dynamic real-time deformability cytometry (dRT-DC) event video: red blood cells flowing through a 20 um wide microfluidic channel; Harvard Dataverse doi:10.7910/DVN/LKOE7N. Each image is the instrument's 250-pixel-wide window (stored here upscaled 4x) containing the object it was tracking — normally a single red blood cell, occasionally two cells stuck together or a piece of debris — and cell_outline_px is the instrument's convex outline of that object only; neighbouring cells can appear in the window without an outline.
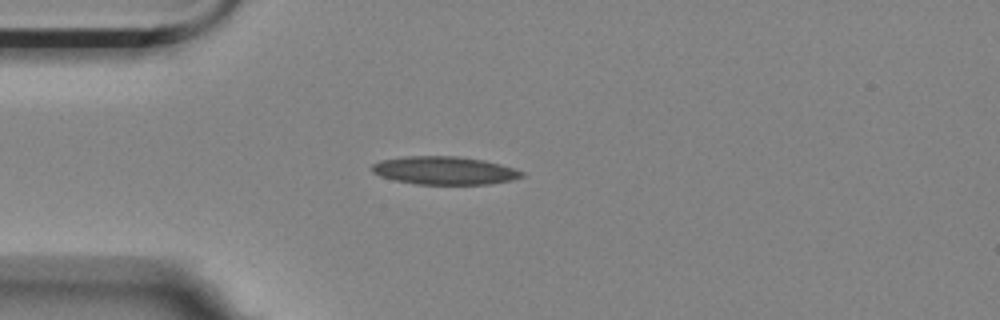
{"species": "Egyptian fruit bat (a non-hibernating species)", "species_latin": "Rousettus aegyptiacus", "temperature_condition": "room temperature", "stored_images_in_passage": 9, "camera_frame_rate_fps": 3000, "um_per_image_px": 0.085, "animal": {"sex": "female"}, "frame": {"image": 1, "passage_image": 2, "time_ms": 0.333, "image_size_px": [1000, 320], "cell_outline_px": [[524, 176], [512, 180], [488, 184], [416, 184], [396, 180], [380, 176], [372, 172], [372, 164], [380, 160], [404, 156], [460, 156], [484, 160], [500, 164], [524, 172]], "centroid_in_image_um": [37.77, 14.48], "position_along_channel_um": 47.2, "area_um2": 24.51}}
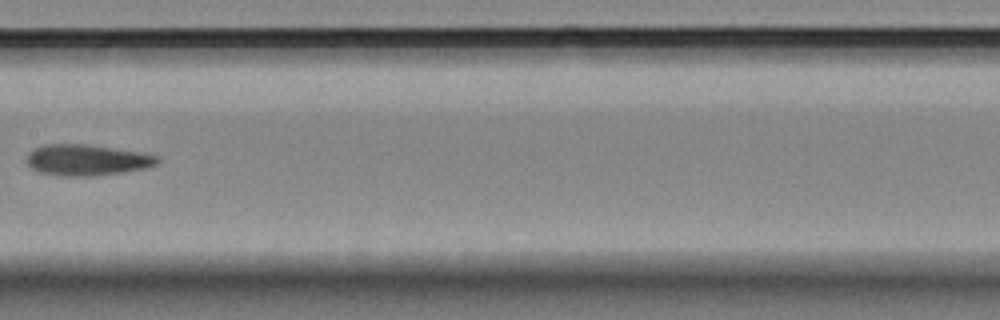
{"frame": {"image": 2, "passage_image": 6, "time_ms": 1.667, "image_size_px": [1000, 320], "cell_outline_px": [[160, 160], [156, 164], [148, 168], [124, 172], [92, 176], [60, 176], [40, 172], [32, 168], [28, 164], [28, 152], [32, 148], [44, 144], [84, 144], [136, 152], [160, 156]], "centroid_in_image_um": [7.37, 13.61], "position_along_channel_um": 200.0, "area_um2": 23.52}}
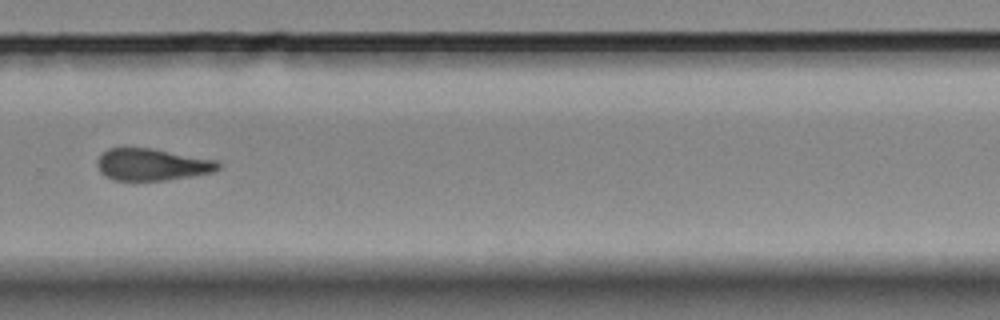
{"frame": {"image": 3, "passage_image": 9, "time_ms": 2.667, "image_size_px": [1000, 320], "cell_outline_px": [[220, 168], [216, 172], [168, 180], [112, 180], [104, 176], [100, 172], [96, 164], [96, 160], [108, 148], [152, 148], [220, 160]], "centroid_in_image_um": [12.97, 13.99], "position_along_channel_um": 316.8, "area_um2": 22.89}}